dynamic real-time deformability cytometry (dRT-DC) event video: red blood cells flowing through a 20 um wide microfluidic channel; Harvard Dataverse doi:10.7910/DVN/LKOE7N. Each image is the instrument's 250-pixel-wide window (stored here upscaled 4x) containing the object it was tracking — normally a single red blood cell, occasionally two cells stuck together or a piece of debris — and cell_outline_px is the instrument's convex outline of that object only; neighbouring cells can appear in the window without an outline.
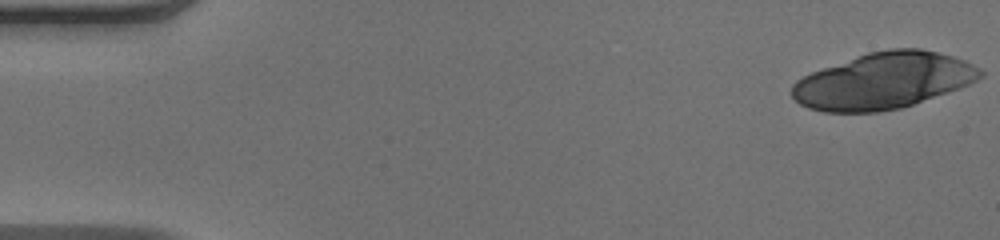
{"species": "human", "species_latin": "Homo sapiens", "temperature_condition": "warm", "stored_images_in_passage": 19, "camera_frame_rate_fps": 3000, "um_per_image_px": 0.085, "donor": {"sex": "male"}, "frame": {"image": 1, "passage_image": 1, "time_ms": 0.0, "image_size_px": [1000, 240], "cell_outline_px": [[984, 76], [968, 84], [912, 104], [900, 108], [876, 112], [824, 112], [808, 108], [800, 104], [792, 96], [792, 84], [796, 80], [812, 72], [856, 56], [868, 52], [888, 48], [920, 48], [952, 56], [964, 60], [980, 68], [984, 72]], "centroid_in_image_um": [75.07, 6.86], "position_along_channel_um": 9.9, "area_um2": 61.27}}